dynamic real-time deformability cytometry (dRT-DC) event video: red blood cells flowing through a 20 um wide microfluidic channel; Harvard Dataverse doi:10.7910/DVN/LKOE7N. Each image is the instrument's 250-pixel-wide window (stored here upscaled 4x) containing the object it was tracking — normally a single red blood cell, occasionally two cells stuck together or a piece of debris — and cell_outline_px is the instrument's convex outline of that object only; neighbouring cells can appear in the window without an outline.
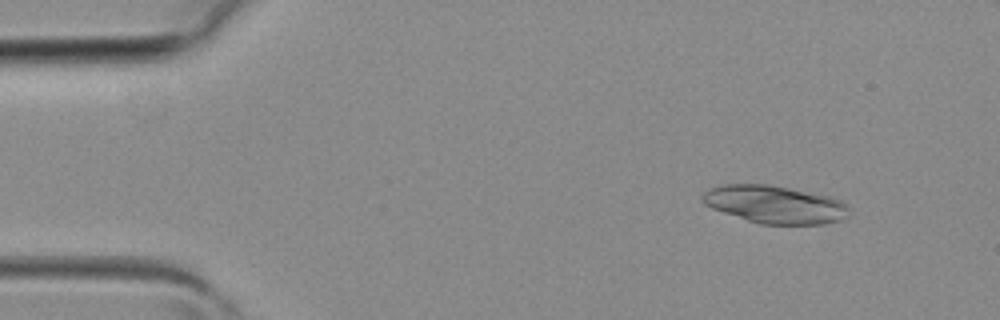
{"species": "common noctule bat (a hibernating species)", "species_latin": "Nyctalus noctula", "temperature_condition": "room temperature", "stored_images_in_passage": 4, "camera_frame_rate_fps": 3000, "um_per_image_px": 0.085, "animal": {"sex": "female", "body_mass_g": 19.3, "forearm_length_mm": 54.1}, "frame": {"image": 1, "passage_image": 1, "time_ms": 0.0, "image_size_px": [1000, 320], "cell_outline_px": [[852, 212], [848, 216], [840, 220], [824, 224], [760, 224], [712, 208], [704, 204], [700, 200], [700, 196], [708, 188], [724, 184], [768, 184], [832, 196], [848, 204], [852, 208]], "centroid_in_image_um": [65.9, 17.37], "position_along_channel_um": 19.1, "area_um2": 32.66}}